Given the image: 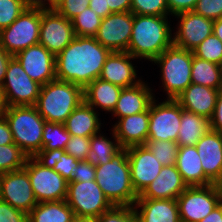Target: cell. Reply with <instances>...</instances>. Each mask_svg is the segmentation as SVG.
<instances>
[{
    "mask_svg": "<svg viewBox=\"0 0 222 222\" xmlns=\"http://www.w3.org/2000/svg\"><path fill=\"white\" fill-rule=\"evenodd\" d=\"M110 53L95 37L76 36L55 56L56 79L71 82L84 89L100 77Z\"/></svg>",
    "mask_w": 222,
    "mask_h": 222,
    "instance_id": "1",
    "label": "cell"
},
{
    "mask_svg": "<svg viewBox=\"0 0 222 222\" xmlns=\"http://www.w3.org/2000/svg\"><path fill=\"white\" fill-rule=\"evenodd\" d=\"M168 16L133 14V29L126 52L140 61H153L173 44Z\"/></svg>",
    "mask_w": 222,
    "mask_h": 222,
    "instance_id": "2",
    "label": "cell"
},
{
    "mask_svg": "<svg viewBox=\"0 0 222 222\" xmlns=\"http://www.w3.org/2000/svg\"><path fill=\"white\" fill-rule=\"evenodd\" d=\"M95 180L114 206H133L138 198L133 189L127 148H122L106 164L95 167Z\"/></svg>",
    "mask_w": 222,
    "mask_h": 222,
    "instance_id": "3",
    "label": "cell"
},
{
    "mask_svg": "<svg viewBox=\"0 0 222 222\" xmlns=\"http://www.w3.org/2000/svg\"><path fill=\"white\" fill-rule=\"evenodd\" d=\"M83 101L82 87L55 79L41 86L34 106L46 122L64 123Z\"/></svg>",
    "mask_w": 222,
    "mask_h": 222,
    "instance_id": "4",
    "label": "cell"
},
{
    "mask_svg": "<svg viewBox=\"0 0 222 222\" xmlns=\"http://www.w3.org/2000/svg\"><path fill=\"white\" fill-rule=\"evenodd\" d=\"M5 118L13 135L14 143L28 157H36L42 150V134L45 119L35 106H8Z\"/></svg>",
    "mask_w": 222,
    "mask_h": 222,
    "instance_id": "5",
    "label": "cell"
},
{
    "mask_svg": "<svg viewBox=\"0 0 222 222\" xmlns=\"http://www.w3.org/2000/svg\"><path fill=\"white\" fill-rule=\"evenodd\" d=\"M153 62L160 67L162 86L159 87H163L165 99H176L191 84L193 51L172 44Z\"/></svg>",
    "mask_w": 222,
    "mask_h": 222,
    "instance_id": "6",
    "label": "cell"
},
{
    "mask_svg": "<svg viewBox=\"0 0 222 222\" xmlns=\"http://www.w3.org/2000/svg\"><path fill=\"white\" fill-rule=\"evenodd\" d=\"M24 169L38 203L66 200L68 182L45 159L28 157Z\"/></svg>",
    "mask_w": 222,
    "mask_h": 222,
    "instance_id": "7",
    "label": "cell"
},
{
    "mask_svg": "<svg viewBox=\"0 0 222 222\" xmlns=\"http://www.w3.org/2000/svg\"><path fill=\"white\" fill-rule=\"evenodd\" d=\"M40 25L41 8H26L10 26L0 31V47L15 56L39 44Z\"/></svg>",
    "mask_w": 222,
    "mask_h": 222,
    "instance_id": "8",
    "label": "cell"
},
{
    "mask_svg": "<svg viewBox=\"0 0 222 222\" xmlns=\"http://www.w3.org/2000/svg\"><path fill=\"white\" fill-rule=\"evenodd\" d=\"M67 204L75 216L97 218L113 205L105 197L96 180L68 182Z\"/></svg>",
    "mask_w": 222,
    "mask_h": 222,
    "instance_id": "9",
    "label": "cell"
},
{
    "mask_svg": "<svg viewBox=\"0 0 222 222\" xmlns=\"http://www.w3.org/2000/svg\"><path fill=\"white\" fill-rule=\"evenodd\" d=\"M41 86L28 76L14 56L10 59L1 86L8 106H34Z\"/></svg>",
    "mask_w": 222,
    "mask_h": 222,
    "instance_id": "10",
    "label": "cell"
},
{
    "mask_svg": "<svg viewBox=\"0 0 222 222\" xmlns=\"http://www.w3.org/2000/svg\"><path fill=\"white\" fill-rule=\"evenodd\" d=\"M151 102L149 107V132L147 140L177 142L181 122V106L175 99Z\"/></svg>",
    "mask_w": 222,
    "mask_h": 222,
    "instance_id": "11",
    "label": "cell"
},
{
    "mask_svg": "<svg viewBox=\"0 0 222 222\" xmlns=\"http://www.w3.org/2000/svg\"><path fill=\"white\" fill-rule=\"evenodd\" d=\"M180 222H199L220 204L213 185L188 186L177 198Z\"/></svg>",
    "mask_w": 222,
    "mask_h": 222,
    "instance_id": "12",
    "label": "cell"
},
{
    "mask_svg": "<svg viewBox=\"0 0 222 222\" xmlns=\"http://www.w3.org/2000/svg\"><path fill=\"white\" fill-rule=\"evenodd\" d=\"M72 22L56 10L41 8L39 44L54 56L58 55L75 38Z\"/></svg>",
    "mask_w": 222,
    "mask_h": 222,
    "instance_id": "13",
    "label": "cell"
},
{
    "mask_svg": "<svg viewBox=\"0 0 222 222\" xmlns=\"http://www.w3.org/2000/svg\"><path fill=\"white\" fill-rule=\"evenodd\" d=\"M0 199L27 214L38 204L24 168L0 174Z\"/></svg>",
    "mask_w": 222,
    "mask_h": 222,
    "instance_id": "14",
    "label": "cell"
},
{
    "mask_svg": "<svg viewBox=\"0 0 222 222\" xmlns=\"http://www.w3.org/2000/svg\"><path fill=\"white\" fill-rule=\"evenodd\" d=\"M133 29V13H111L101 20L96 40L111 52H126Z\"/></svg>",
    "mask_w": 222,
    "mask_h": 222,
    "instance_id": "15",
    "label": "cell"
},
{
    "mask_svg": "<svg viewBox=\"0 0 222 222\" xmlns=\"http://www.w3.org/2000/svg\"><path fill=\"white\" fill-rule=\"evenodd\" d=\"M174 17L178 20L176 32L173 30V44L177 47L193 51L213 33L214 21L193 11L182 12Z\"/></svg>",
    "mask_w": 222,
    "mask_h": 222,
    "instance_id": "16",
    "label": "cell"
},
{
    "mask_svg": "<svg viewBox=\"0 0 222 222\" xmlns=\"http://www.w3.org/2000/svg\"><path fill=\"white\" fill-rule=\"evenodd\" d=\"M131 183L139 196L157 178L163 165L145 145L127 148Z\"/></svg>",
    "mask_w": 222,
    "mask_h": 222,
    "instance_id": "17",
    "label": "cell"
},
{
    "mask_svg": "<svg viewBox=\"0 0 222 222\" xmlns=\"http://www.w3.org/2000/svg\"><path fill=\"white\" fill-rule=\"evenodd\" d=\"M28 76L41 85L56 79L55 56L43 45L37 44L14 56Z\"/></svg>",
    "mask_w": 222,
    "mask_h": 222,
    "instance_id": "18",
    "label": "cell"
},
{
    "mask_svg": "<svg viewBox=\"0 0 222 222\" xmlns=\"http://www.w3.org/2000/svg\"><path fill=\"white\" fill-rule=\"evenodd\" d=\"M128 52H111L107 57L100 79L118 85L122 88L135 86L143 81L137 76V70L132 63L135 60Z\"/></svg>",
    "mask_w": 222,
    "mask_h": 222,
    "instance_id": "19",
    "label": "cell"
},
{
    "mask_svg": "<svg viewBox=\"0 0 222 222\" xmlns=\"http://www.w3.org/2000/svg\"><path fill=\"white\" fill-rule=\"evenodd\" d=\"M187 187L176 165L163 166L137 199H177Z\"/></svg>",
    "mask_w": 222,
    "mask_h": 222,
    "instance_id": "20",
    "label": "cell"
},
{
    "mask_svg": "<svg viewBox=\"0 0 222 222\" xmlns=\"http://www.w3.org/2000/svg\"><path fill=\"white\" fill-rule=\"evenodd\" d=\"M140 82L139 84L123 88L120 92L116 106L111 113L112 117L120 119L126 116L147 111L151 102L156 98L148 83Z\"/></svg>",
    "mask_w": 222,
    "mask_h": 222,
    "instance_id": "21",
    "label": "cell"
},
{
    "mask_svg": "<svg viewBox=\"0 0 222 222\" xmlns=\"http://www.w3.org/2000/svg\"><path fill=\"white\" fill-rule=\"evenodd\" d=\"M112 125L115 137L122 148L144 145L149 132V109L144 112L126 116L116 120Z\"/></svg>",
    "mask_w": 222,
    "mask_h": 222,
    "instance_id": "22",
    "label": "cell"
},
{
    "mask_svg": "<svg viewBox=\"0 0 222 222\" xmlns=\"http://www.w3.org/2000/svg\"><path fill=\"white\" fill-rule=\"evenodd\" d=\"M218 89L191 83L175 100L189 112L211 119L217 97Z\"/></svg>",
    "mask_w": 222,
    "mask_h": 222,
    "instance_id": "23",
    "label": "cell"
},
{
    "mask_svg": "<svg viewBox=\"0 0 222 222\" xmlns=\"http://www.w3.org/2000/svg\"><path fill=\"white\" fill-rule=\"evenodd\" d=\"M195 147L205 176L213 182L222 172V133L209 129Z\"/></svg>",
    "mask_w": 222,
    "mask_h": 222,
    "instance_id": "24",
    "label": "cell"
},
{
    "mask_svg": "<svg viewBox=\"0 0 222 222\" xmlns=\"http://www.w3.org/2000/svg\"><path fill=\"white\" fill-rule=\"evenodd\" d=\"M133 207L139 222H180L177 199H137Z\"/></svg>",
    "mask_w": 222,
    "mask_h": 222,
    "instance_id": "25",
    "label": "cell"
},
{
    "mask_svg": "<svg viewBox=\"0 0 222 222\" xmlns=\"http://www.w3.org/2000/svg\"><path fill=\"white\" fill-rule=\"evenodd\" d=\"M98 111L83 101L65 120V129L70 135L80 137L98 134L104 125Z\"/></svg>",
    "mask_w": 222,
    "mask_h": 222,
    "instance_id": "26",
    "label": "cell"
},
{
    "mask_svg": "<svg viewBox=\"0 0 222 222\" xmlns=\"http://www.w3.org/2000/svg\"><path fill=\"white\" fill-rule=\"evenodd\" d=\"M122 87L100 78L92 81L83 89L84 102L95 110L112 113L118 101Z\"/></svg>",
    "mask_w": 222,
    "mask_h": 222,
    "instance_id": "27",
    "label": "cell"
},
{
    "mask_svg": "<svg viewBox=\"0 0 222 222\" xmlns=\"http://www.w3.org/2000/svg\"><path fill=\"white\" fill-rule=\"evenodd\" d=\"M176 167L188 186H207L212 184L204 174L195 146H179Z\"/></svg>",
    "mask_w": 222,
    "mask_h": 222,
    "instance_id": "28",
    "label": "cell"
},
{
    "mask_svg": "<svg viewBox=\"0 0 222 222\" xmlns=\"http://www.w3.org/2000/svg\"><path fill=\"white\" fill-rule=\"evenodd\" d=\"M209 129L210 122L207 118L181 107V122L177 138L179 146H195Z\"/></svg>",
    "mask_w": 222,
    "mask_h": 222,
    "instance_id": "29",
    "label": "cell"
},
{
    "mask_svg": "<svg viewBox=\"0 0 222 222\" xmlns=\"http://www.w3.org/2000/svg\"><path fill=\"white\" fill-rule=\"evenodd\" d=\"M74 218L66 200L38 203L28 213V222H72Z\"/></svg>",
    "mask_w": 222,
    "mask_h": 222,
    "instance_id": "30",
    "label": "cell"
},
{
    "mask_svg": "<svg viewBox=\"0 0 222 222\" xmlns=\"http://www.w3.org/2000/svg\"><path fill=\"white\" fill-rule=\"evenodd\" d=\"M109 130H111V138H108L102 131L90 137V150L86 161L95 167L108 163L122 149L112 128ZM112 138L113 140H111Z\"/></svg>",
    "mask_w": 222,
    "mask_h": 222,
    "instance_id": "31",
    "label": "cell"
},
{
    "mask_svg": "<svg viewBox=\"0 0 222 222\" xmlns=\"http://www.w3.org/2000/svg\"><path fill=\"white\" fill-rule=\"evenodd\" d=\"M191 83L212 89H222V66L194 56L191 70Z\"/></svg>",
    "mask_w": 222,
    "mask_h": 222,
    "instance_id": "32",
    "label": "cell"
},
{
    "mask_svg": "<svg viewBox=\"0 0 222 222\" xmlns=\"http://www.w3.org/2000/svg\"><path fill=\"white\" fill-rule=\"evenodd\" d=\"M70 136L64 123L45 122L42 134V150L36 157L44 159L56 152L63 151Z\"/></svg>",
    "mask_w": 222,
    "mask_h": 222,
    "instance_id": "33",
    "label": "cell"
},
{
    "mask_svg": "<svg viewBox=\"0 0 222 222\" xmlns=\"http://www.w3.org/2000/svg\"><path fill=\"white\" fill-rule=\"evenodd\" d=\"M28 155L16 144L0 145V174L23 169Z\"/></svg>",
    "mask_w": 222,
    "mask_h": 222,
    "instance_id": "34",
    "label": "cell"
},
{
    "mask_svg": "<svg viewBox=\"0 0 222 222\" xmlns=\"http://www.w3.org/2000/svg\"><path fill=\"white\" fill-rule=\"evenodd\" d=\"M101 20L102 18L91 8L84 9L83 12L71 20L75 36L95 37Z\"/></svg>",
    "mask_w": 222,
    "mask_h": 222,
    "instance_id": "35",
    "label": "cell"
},
{
    "mask_svg": "<svg viewBox=\"0 0 222 222\" xmlns=\"http://www.w3.org/2000/svg\"><path fill=\"white\" fill-rule=\"evenodd\" d=\"M163 166L176 165L179 145L174 141L147 140L144 144Z\"/></svg>",
    "mask_w": 222,
    "mask_h": 222,
    "instance_id": "36",
    "label": "cell"
},
{
    "mask_svg": "<svg viewBox=\"0 0 222 222\" xmlns=\"http://www.w3.org/2000/svg\"><path fill=\"white\" fill-rule=\"evenodd\" d=\"M193 54L199 59L222 66V41L212 33L193 50Z\"/></svg>",
    "mask_w": 222,
    "mask_h": 222,
    "instance_id": "37",
    "label": "cell"
},
{
    "mask_svg": "<svg viewBox=\"0 0 222 222\" xmlns=\"http://www.w3.org/2000/svg\"><path fill=\"white\" fill-rule=\"evenodd\" d=\"M52 167L58 172L67 182H71L73 174H75V167L78 166L81 160L68 155L64 150L56 152L44 158Z\"/></svg>",
    "mask_w": 222,
    "mask_h": 222,
    "instance_id": "38",
    "label": "cell"
},
{
    "mask_svg": "<svg viewBox=\"0 0 222 222\" xmlns=\"http://www.w3.org/2000/svg\"><path fill=\"white\" fill-rule=\"evenodd\" d=\"M130 11L137 15L169 16L167 0H131Z\"/></svg>",
    "mask_w": 222,
    "mask_h": 222,
    "instance_id": "39",
    "label": "cell"
},
{
    "mask_svg": "<svg viewBox=\"0 0 222 222\" xmlns=\"http://www.w3.org/2000/svg\"><path fill=\"white\" fill-rule=\"evenodd\" d=\"M26 8L22 0H0V31L10 26Z\"/></svg>",
    "mask_w": 222,
    "mask_h": 222,
    "instance_id": "40",
    "label": "cell"
},
{
    "mask_svg": "<svg viewBox=\"0 0 222 222\" xmlns=\"http://www.w3.org/2000/svg\"><path fill=\"white\" fill-rule=\"evenodd\" d=\"M97 222H139L133 206H112L96 218Z\"/></svg>",
    "mask_w": 222,
    "mask_h": 222,
    "instance_id": "41",
    "label": "cell"
},
{
    "mask_svg": "<svg viewBox=\"0 0 222 222\" xmlns=\"http://www.w3.org/2000/svg\"><path fill=\"white\" fill-rule=\"evenodd\" d=\"M90 150V137L71 135L64 151L78 160H86Z\"/></svg>",
    "mask_w": 222,
    "mask_h": 222,
    "instance_id": "42",
    "label": "cell"
},
{
    "mask_svg": "<svg viewBox=\"0 0 222 222\" xmlns=\"http://www.w3.org/2000/svg\"><path fill=\"white\" fill-rule=\"evenodd\" d=\"M193 12L213 21L220 19L222 18V0H198Z\"/></svg>",
    "mask_w": 222,
    "mask_h": 222,
    "instance_id": "43",
    "label": "cell"
},
{
    "mask_svg": "<svg viewBox=\"0 0 222 222\" xmlns=\"http://www.w3.org/2000/svg\"><path fill=\"white\" fill-rule=\"evenodd\" d=\"M90 0H64L55 10L68 20H72L78 14L89 7Z\"/></svg>",
    "mask_w": 222,
    "mask_h": 222,
    "instance_id": "44",
    "label": "cell"
},
{
    "mask_svg": "<svg viewBox=\"0 0 222 222\" xmlns=\"http://www.w3.org/2000/svg\"><path fill=\"white\" fill-rule=\"evenodd\" d=\"M0 222H28V214L0 199Z\"/></svg>",
    "mask_w": 222,
    "mask_h": 222,
    "instance_id": "45",
    "label": "cell"
},
{
    "mask_svg": "<svg viewBox=\"0 0 222 222\" xmlns=\"http://www.w3.org/2000/svg\"><path fill=\"white\" fill-rule=\"evenodd\" d=\"M95 175V166H93L86 160H82L79 162L78 166L75 167V174H73L71 181L88 182L91 180H95Z\"/></svg>",
    "mask_w": 222,
    "mask_h": 222,
    "instance_id": "46",
    "label": "cell"
},
{
    "mask_svg": "<svg viewBox=\"0 0 222 222\" xmlns=\"http://www.w3.org/2000/svg\"><path fill=\"white\" fill-rule=\"evenodd\" d=\"M198 0H167L169 14L175 16L182 12L193 11Z\"/></svg>",
    "mask_w": 222,
    "mask_h": 222,
    "instance_id": "47",
    "label": "cell"
},
{
    "mask_svg": "<svg viewBox=\"0 0 222 222\" xmlns=\"http://www.w3.org/2000/svg\"><path fill=\"white\" fill-rule=\"evenodd\" d=\"M209 122L211 130L222 133V89L219 90L214 113Z\"/></svg>",
    "mask_w": 222,
    "mask_h": 222,
    "instance_id": "48",
    "label": "cell"
},
{
    "mask_svg": "<svg viewBox=\"0 0 222 222\" xmlns=\"http://www.w3.org/2000/svg\"><path fill=\"white\" fill-rule=\"evenodd\" d=\"M15 144L5 116L0 118V145Z\"/></svg>",
    "mask_w": 222,
    "mask_h": 222,
    "instance_id": "49",
    "label": "cell"
},
{
    "mask_svg": "<svg viewBox=\"0 0 222 222\" xmlns=\"http://www.w3.org/2000/svg\"><path fill=\"white\" fill-rule=\"evenodd\" d=\"M89 8L94 10L102 19L111 14L107 0H90Z\"/></svg>",
    "mask_w": 222,
    "mask_h": 222,
    "instance_id": "50",
    "label": "cell"
},
{
    "mask_svg": "<svg viewBox=\"0 0 222 222\" xmlns=\"http://www.w3.org/2000/svg\"><path fill=\"white\" fill-rule=\"evenodd\" d=\"M111 13L129 12L131 0H107Z\"/></svg>",
    "mask_w": 222,
    "mask_h": 222,
    "instance_id": "51",
    "label": "cell"
},
{
    "mask_svg": "<svg viewBox=\"0 0 222 222\" xmlns=\"http://www.w3.org/2000/svg\"><path fill=\"white\" fill-rule=\"evenodd\" d=\"M13 56L0 47V87L3 85L9 61Z\"/></svg>",
    "mask_w": 222,
    "mask_h": 222,
    "instance_id": "52",
    "label": "cell"
},
{
    "mask_svg": "<svg viewBox=\"0 0 222 222\" xmlns=\"http://www.w3.org/2000/svg\"><path fill=\"white\" fill-rule=\"evenodd\" d=\"M199 222H222V204L217 205L209 215Z\"/></svg>",
    "mask_w": 222,
    "mask_h": 222,
    "instance_id": "53",
    "label": "cell"
},
{
    "mask_svg": "<svg viewBox=\"0 0 222 222\" xmlns=\"http://www.w3.org/2000/svg\"><path fill=\"white\" fill-rule=\"evenodd\" d=\"M29 8H43L47 10V0H22Z\"/></svg>",
    "mask_w": 222,
    "mask_h": 222,
    "instance_id": "54",
    "label": "cell"
},
{
    "mask_svg": "<svg viewBox=\"0 0 222 222\" xmlns=\"http://www.w3.org/2000/svg\"><path fill=\"white\" fill-rule=\"evenodd\" d=\"M212 185L215 189L216 195L218 196L220 204H222V172L212 182Z\"/></svg>",
    "mask_w": 222,
    "mask_h": 222,
    "instance_id": "55",
    "label": "cell"
},
{
    "mask_svg": "<svg viewBox=\"0 0 222 222\" xmlns=\"http://www.w3.org/2000/svg\"><path fill=\"white\" fill-rule=\"evenodd\" d=\"M213 34L222 41V18L214 20Z\"/></svg>",
    "mask_w": 222,
    "mask_h": 222,
    "instance_id": "56",
    "label": "cell"
},
{
    "mask_svg": "<svg viewBox=\"0 0 222 222\" xmlns=\"http://www.w3.org/2000/svg\"><path fill=\"white\" fill-rule=\"evenodd\" d=\"M8 105L6 102L5 94L0 87V118L3 117L7 111Z\"/></svg>",
    "mask_w": 222,
    "mask_h": 222,
    "instance_id": "57",
    "label": "cell"
},
{
    "mask_svg": "<svg viewBox=\"0 0 222 222\" xmlns=\"http://www.w3.org/2000/svg\"><path fill=\"white\" fill-rule=\"evenodd\" d=\"M64 0H47V10H55Z\"/></svg>",
    "mask_w": 222,
    "mask_h": 222,
    "instance_id": "58",
    "label": "cell"
},
{
    "mask_svg": "<svg viewBox=\"0 0 222 222\" xmlns=\"http://www.w3.org/2000/svg\"><path fill=\"white\" fill-rule=\"evenodd\" d=\"M72 222H97L96 218L75 216Z\"/></svg>",
    "mask_w": 222,
    "mask_h": 222,
    "instance_id": "59",
    "label": "cell"
}]
</instances>
